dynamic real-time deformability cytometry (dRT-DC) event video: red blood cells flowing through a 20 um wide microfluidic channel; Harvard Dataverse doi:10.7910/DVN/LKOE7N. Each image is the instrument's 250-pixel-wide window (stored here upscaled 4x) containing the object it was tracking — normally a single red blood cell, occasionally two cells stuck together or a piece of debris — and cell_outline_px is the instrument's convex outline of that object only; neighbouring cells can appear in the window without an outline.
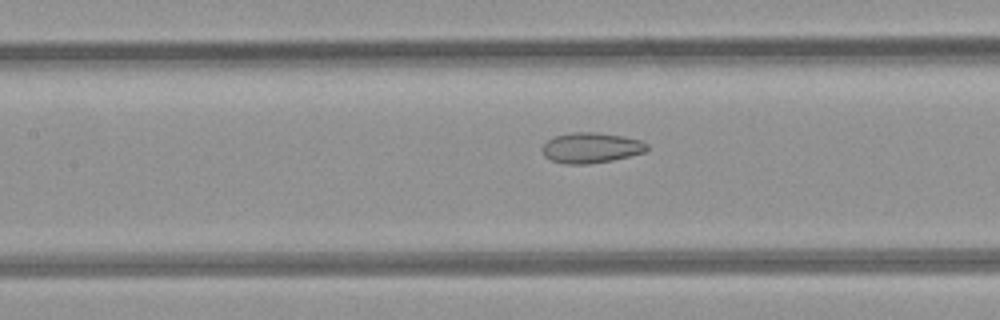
{"species": "common noctule bat (a hibernating species)", "species_latin": "Nyctalus noctula", "temperature_condition": "room temperature", "stored_images_in_passage": 17, "camera_frame_rate_fps": 3000, "um_per_image_px": 0.085, "animal": {"sex": "female", "body_mass_g": 21.9}, "frame": {"image": 1, "passage_image": 12, "time_ms": 3.667, "image_size_px": [1000, 320], "cell_outline_px": [[648, 148], [644, 152], [612, 160], [588, 164], [564, 164], [552, 160], [544, 156], [540, 148], [548, 140], [556, 136], [572, 132], [596, 132], [624, 136], [640, 140], [648, 144]], "centroid_in_image_um": [50.22, 12.56], "position_along_channel_um": 157.2, "area_um2": 18.55}}
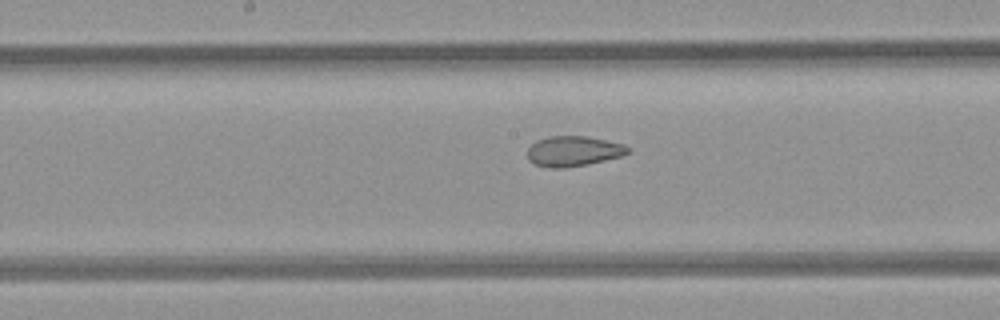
{"frame": {"image": 2, "passage_image": 15, "time_ms": 4.667, "image_size_px": [1000, 320], "cell_outline_px": [[628, 152], [620, 156], [588, 164], [564, 168], [552, 168], [536, 164], [528, 160], [528, 148], [536, 140], [548, 136], [588, 136], [624, 144], [628, 148]], "centroid_in_image_um": [48.71, 12.84], "position_along_channel_um": 199.5, "area_um2": 17.57}}